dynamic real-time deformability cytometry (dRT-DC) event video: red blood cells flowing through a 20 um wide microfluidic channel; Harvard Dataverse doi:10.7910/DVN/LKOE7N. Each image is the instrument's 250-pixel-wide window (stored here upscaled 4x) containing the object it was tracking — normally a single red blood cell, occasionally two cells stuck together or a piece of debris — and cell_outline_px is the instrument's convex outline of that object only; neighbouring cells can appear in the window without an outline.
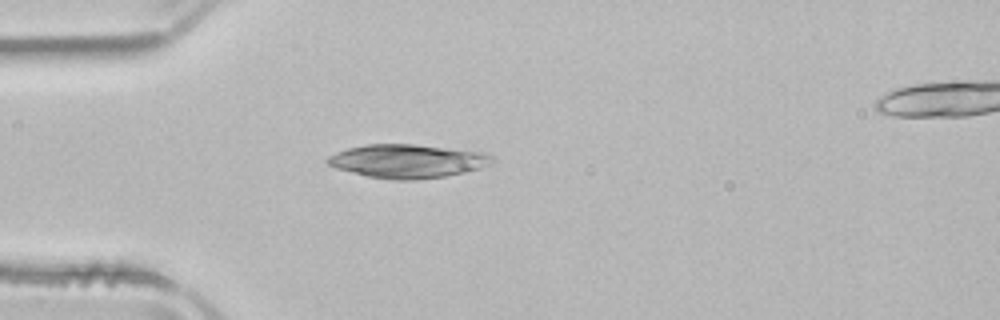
{"species": "common noctule bat (a hibernating species)", "species_latin": "Nyctalus noctula", "temperature_condition": "room temperature", "stored_images_in_passage": 38, "camera_frame_rate_fps": 3000, "um_per_image_px": 0.085, "animal": {"sex": "male", "body_mass_g": 21.5, "forearm_length_mm": 52.0}, "frame": {"image": 1, "passage_image": 1, "time_ms": 0.0, "image_size_px": [1000, 320], "cell_outline_px": [[496, 156], [492, 160], [480, 168], [464, 172], [444, 176], [416, 180], [392, 180], [368, 176], [336, 168], [328, 164], [324, 160], [328, 156], [336, 152], [348, 148], [364, 144], [412, 144], [488, 152]], "centroid_in_image_um": [34.63, 13.68], "position_along_channel_um": 50.4, "area_um2": 32.25}}
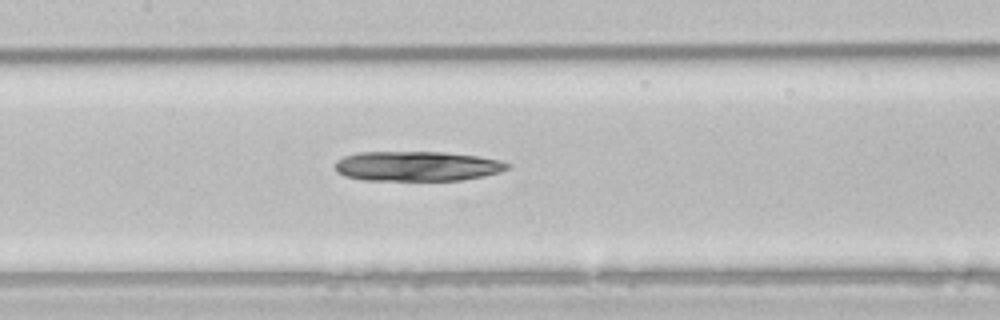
{"frame": {"image": 2, "passage_image": 11, "time_ms": 3.333, "image_size_px": [1000, 320], "cell_outline_px": [[512, 164], [508, 168], [500, 172], [484, 176], [460, 180], [364, 180], [344, 176], [336, 172], [332, 164], [336, 160], [344, 156], [356, 152], [444, 152], [476, 156], [500, 160]], "centroid_in_image_um": [35.4, 14.12], "position_along_channel_um": 172.0, "area_um2": 30.23}}
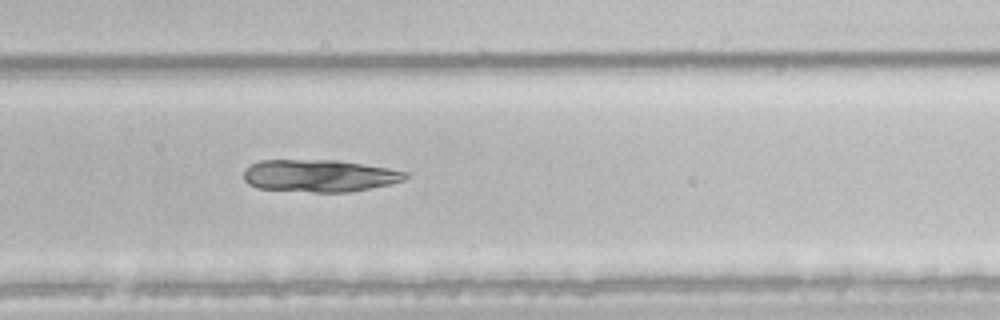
{"frame": {"image": 3, "passage_image": 21, "time_ms": 6.667, "image_size_px": [1000, 320], "cell_outline_px": [[408, 176], [404, 180], [388, 184], [348, 192], [312, 192], [256, 188], [248, 184], [244, 180], [244, 168], [248, 164], [260, 160], [340, 160], [388, 168], [408, 172]], "centroid_in_image_um": [27.09, 14.93], "position_along_channel_um": 302.7, "area_um2": 30.58}}